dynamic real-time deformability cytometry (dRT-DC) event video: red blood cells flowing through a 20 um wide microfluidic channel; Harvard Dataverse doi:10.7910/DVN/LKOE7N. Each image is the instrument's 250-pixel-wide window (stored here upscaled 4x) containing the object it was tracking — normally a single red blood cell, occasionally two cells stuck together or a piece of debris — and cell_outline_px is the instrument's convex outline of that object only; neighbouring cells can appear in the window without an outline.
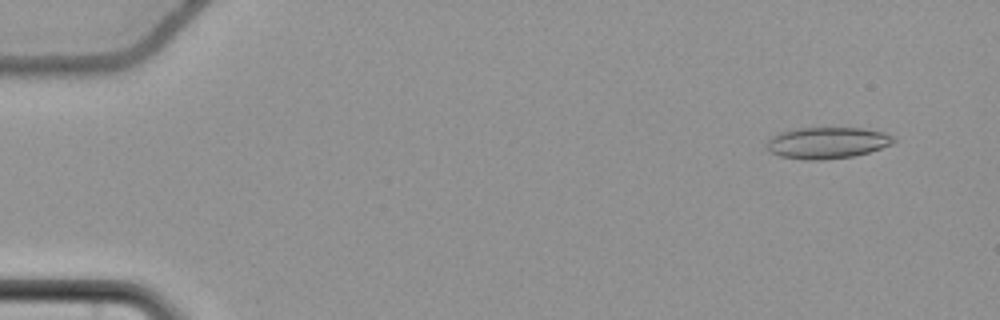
{"species": "common noctule bat (a hibernating species)", "species_latin": "Nyctalus noctula", "temperature_condition": "cold", "stored_images_in_passage": 53, "camera_frame_rate_fps": 3000, "um_per_image_px": 0.085, "animal": {"sex": "female", "body_mass_g": 22.7, "forearm_length_mm": 54.2}, "frame": {"image": 1, "passage_image": 1, "time_ms": 0.0, "image_size_px": [1000, 320], "cell_outline_px": [[896, 140], [892, 144], [868, 152], [852, 156], [820, 160], [804, 160], [780, 156], [768, 152], [764, 148], [768, 140], [772, 136], [780, 132], [796, 128], [864, 128], [884, 132], [892, 136]], "centroid_in_image_um": [70.26, 12.14], "position_along_channel_um": 14.7, "area_um2": 23.35}}
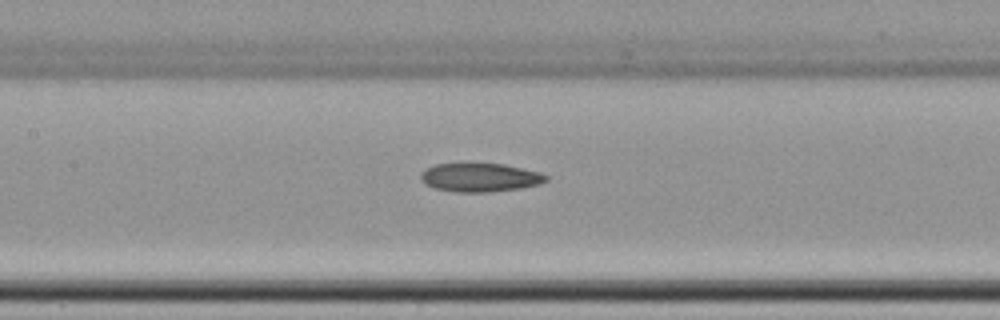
{"frame": {"image": 2, "passage_image": 24, "time_ms": 7.667, "image_size_px": [1000, 320], "cell_outline_px": [[548, 180], [540, 184], [520, 188], [488, 192], [456, 192], [436, 188], [424, 184], [420, 176], [420, 172], [424, 168], [436, 164], [460, 160], [504, 164], [540, 172], [548, 176]], "centroid_in_image_um": [40.74, 15.03], "position_along_channel_um": 166.7, "area_um2": 21.85}}
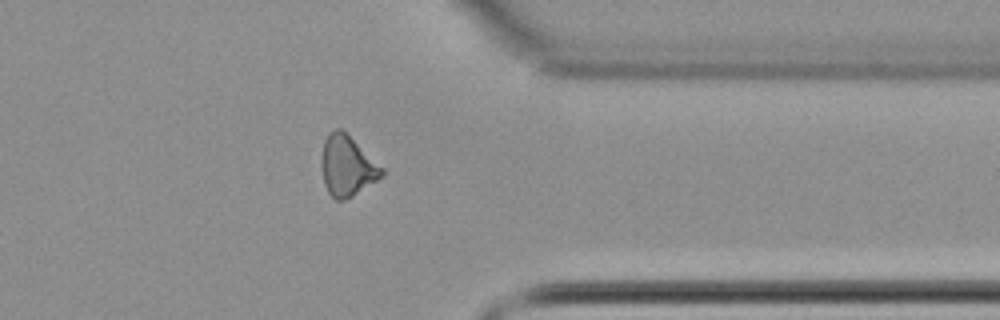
{"frame": {"image": 3, "passage_image": 42, "time_ms": 13.667, "image_size_px": [1000, 320], "cell_outline_px": [[384, 176], [352, 196], [344, 200], [336, 200], [328, 192], [324, 184], [320, 164], [320, 160], [324, 140], [328, 132], [336, 128], [340, 128], [384, 168]], "centroid_in_image_um": [29.48, 14.11], "position_along_channel_um": 381.9, "area_um2": 21.27}, "authors_computed_cell_mechanics": {"area_um2": 21.7328, "velocity_mm_per_s": 3.715, "shape_relaxation_time_tau1_ms": 5.2044, "shape_relaxation_time_tau2_ms": null, "deformation_change_tau1": 0.1011, "deformation_change_tau2": null}}